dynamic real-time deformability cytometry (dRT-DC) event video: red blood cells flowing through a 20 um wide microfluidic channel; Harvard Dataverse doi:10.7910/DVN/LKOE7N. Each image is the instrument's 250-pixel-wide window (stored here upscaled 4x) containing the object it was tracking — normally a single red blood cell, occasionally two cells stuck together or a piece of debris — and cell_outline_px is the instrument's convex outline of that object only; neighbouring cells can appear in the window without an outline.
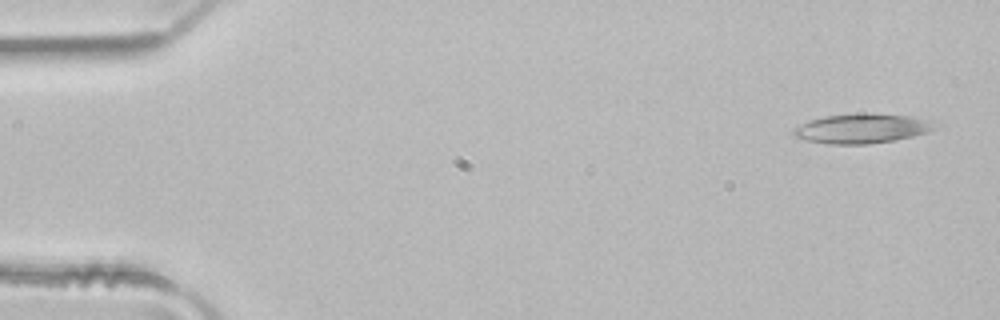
{"species": "common noctule bat (a hibernating species)", "species_latin": "Nyctalus noctula", "temperature_condition": "room temperature", "stored_images_in_passage": 4, "camera_frame_rate_fps": 3000, "um_per_image_px": 0.085, "animal": {"sex": "male", "body_mass_g": 21.5, "forearm_length_mm": 52.0}, "frame": {"image": 1, "passage_image": 1, "time_ms": 0.0, "image_size_px": [1000, 320], "cell_outline_px": [[940, 124], [936, 128], [928, 132], [912, 136], [892, 140], [868, 144], [828, 144], [808, 140], [796, 136], [792, 132], [792, 128], [808, 120], [824, 116], [864, 112], [912, 116], [928, 120]], "centroid_in_image_um": [73.27, 10.9], "position_along_channel_um": 11.7, "area_um2": 24.51}}
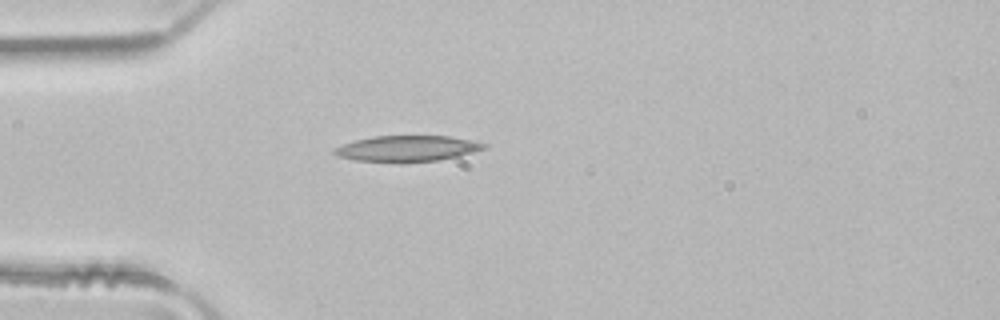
{"frame": {"image": 2, "passage_image": 4, "time_ms": 1.0, "image_size_px": [1000, 320], "cell_outline_px": [[488, 148], [440, 160], [400, 164], [356, 160], [336, 156], [332, 152], [332, 148], [356, 140], [372, 136], [452, 136], [488, 144]], "centroid_in_image_um": [34.58, 12.65], "position_along_channel_um": 50.4, "area_um2": 23.06}}